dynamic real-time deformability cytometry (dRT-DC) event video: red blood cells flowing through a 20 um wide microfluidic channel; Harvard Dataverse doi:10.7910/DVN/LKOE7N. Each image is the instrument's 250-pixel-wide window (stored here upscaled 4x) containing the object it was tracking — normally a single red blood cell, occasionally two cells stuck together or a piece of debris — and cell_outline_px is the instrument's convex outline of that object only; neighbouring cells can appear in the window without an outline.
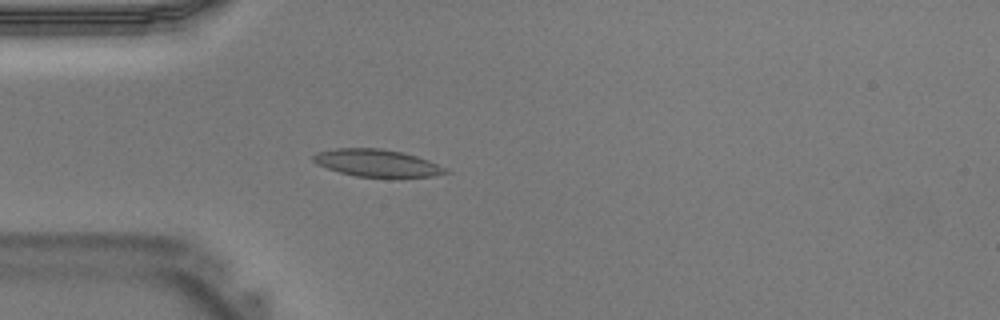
{"species": "Egyptian fruit bat (a non-hibernating species)", "species_latin": "Rousettus aegyptiacus", "temperature_condition": "warm", "stored_images_in_passage": 31, "camera_frame_rate_fps": 3000, "um_per_image_px": 0.085, "animal": {"sex": "male"}, "frame": {"image": 1, "passage_image": 2, "time_ms": 0.333, "image_size_px": [1000, 320], "cell_outline_px": [[452, 172], [432, 176], [356, 176], [340, 172], [316, 164], [312, 160], [312, 156], [316, 152], [336, 148], [384, 148], [416, 156], [428, 160], [448, 168]], "centroid_in_image_um": [32.03, 13.84], "position_along_channel_um": 53.0, "area_um2": 20.81}}
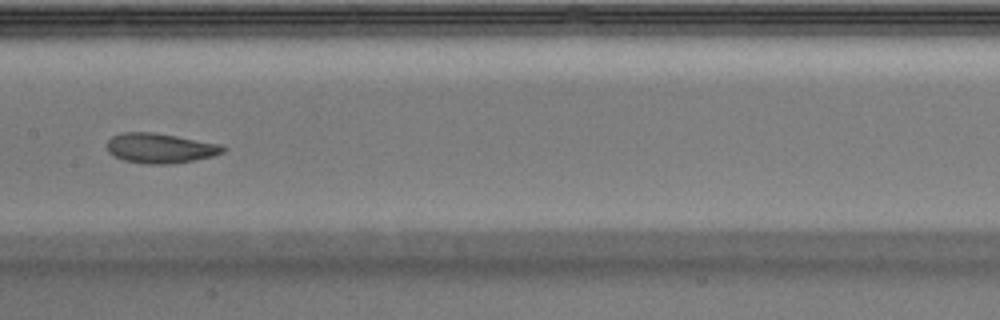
{"frame": {"image": 2, "passage_image": 11, "time_ms": 3.333, "image_size_px": [1000, 320], "cell_outline_px": [[228, 148], [224, 152], [212, 156], [196, 160], [172, 164], [148, 164], [124, 160], [108, 152], [108, 140], [112, 136], [124, 132], [152, 132], [176, 136], [220, 144]], "centroid_in_image_um": [13.65, 12.6], "position_along_channel_um": 193.8, "area_um2": 20.11}}
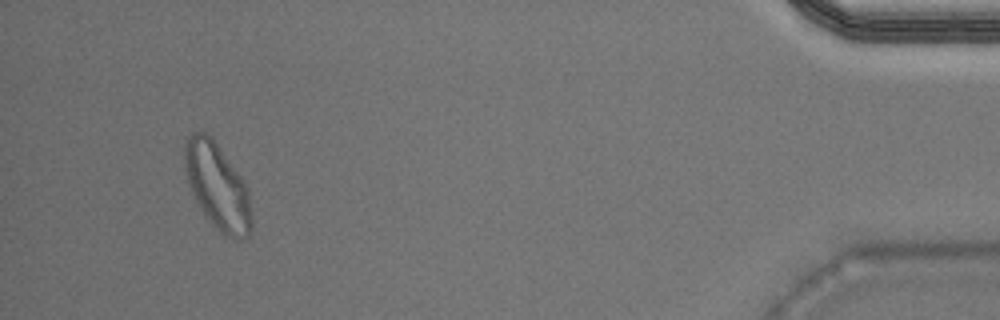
{"frame": {"image": 3, "passage_image": 29, "time_ms": 9.333, "image_size_px": [1000, 320], "cell_outline_px": [[252, 228], [248, 236], [240, 240], [236, 240], [224, 236], [204, 216], [188, 184], [184, 168], [184, 144], [188, 136], [192, 132], [204, 132], [212, 136], [240, 176], [248, 192], [252, 216]], "centroid_in_image_um": [18.46, 15.86], "position_along_channel_um": 416.7, "area_um2": 33.7}}